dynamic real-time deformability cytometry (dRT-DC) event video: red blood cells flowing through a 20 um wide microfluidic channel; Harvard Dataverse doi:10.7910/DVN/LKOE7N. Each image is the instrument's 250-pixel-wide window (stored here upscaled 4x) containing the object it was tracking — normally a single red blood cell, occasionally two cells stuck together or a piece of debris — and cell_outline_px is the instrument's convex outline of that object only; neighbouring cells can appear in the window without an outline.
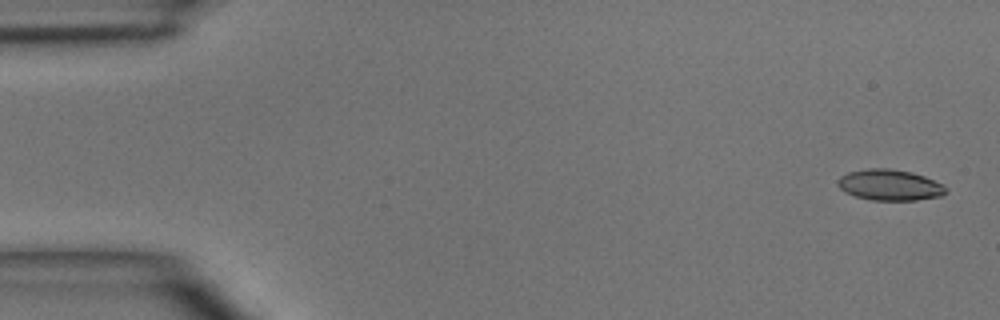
{"species": "common noctule bat (a hibernating species)", "species_latin": "Nyctalus noctula", "temperature_condition": "room temperature", "stored_images_in_passage": 5, "camera_frame_rate_fps": 3000, "um_per_image_px": 0.085, "animal": {"sex": "male", "body_mass_g": 15.6}, "frame": {"image": 1, "passage_image": 1, "time_ms": 0.0, "image_size_px": [1000, 320], "cell_outline_px": [[948, 192], [940, 196], [916, 200], [872, 200], [856, 196], [844, 192], [836, 184], [836, 180], [840, 176], [848, 172], [868, 168], [888, 168], [912, 172], [924, 176], [944, 184]], "centroid_in_image_um": [75.62, 15.72], "position_along_channel_um": 9.4, "area_um2": 19.65}}
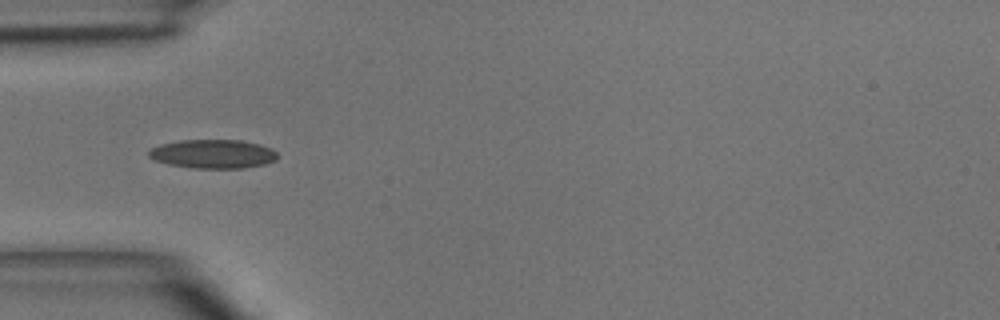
{"frame": {"image": 2, "passage_image": 4, "time_ms": 4.333, "image_size_px": [1000, 320], "cell_outline_px": [[280, 156], [276, 160], [264, 164], [244, 168], [192, 168], [168, 164], [156, 160], [148, 156], [148, 152], [152, 148], [160, 144], [180, 140], [240, 140], [260, 144], [272, 148]], "centroid_in_image_um": [18.14, 13.08], "position_along_channel_um": 66.9, "area_um2": 21.73}}